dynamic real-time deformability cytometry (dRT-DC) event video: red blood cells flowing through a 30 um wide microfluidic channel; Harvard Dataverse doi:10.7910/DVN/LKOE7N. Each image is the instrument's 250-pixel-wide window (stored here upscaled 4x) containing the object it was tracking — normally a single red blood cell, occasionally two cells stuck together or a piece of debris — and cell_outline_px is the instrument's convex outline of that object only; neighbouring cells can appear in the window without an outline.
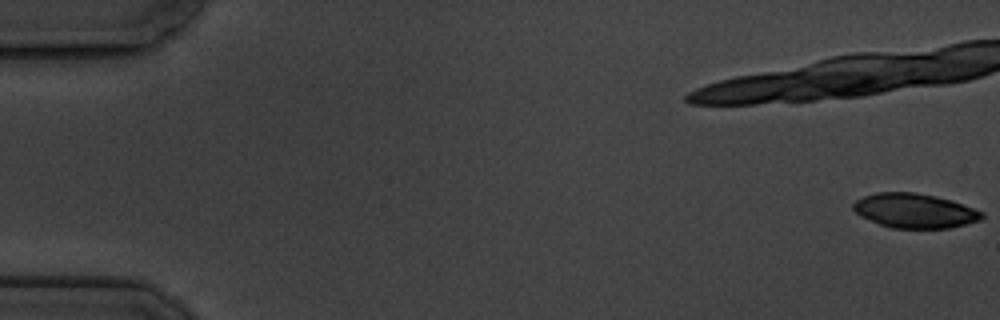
{"species": "common noctule bat (a hibernating species)", "species_latin": "Nyctalus noctula", "temperature_condition": "cold", "stored_images_in_passage": 6, "camera_frame_rate_fps": 3000, "um_per_image_px": 0.085, "animal": {"sex": "male", "body_mass_g": 19.5, "forearm_length_mm": 54.6}, "frame": {"image": 1, "passage_image": 1, "time_ms": 0.0, "image_size_px": [1000, 320], "cell_outline_px": [[984, 216], [980, 220], [948, 228], [892, 228], [880, 224], [860, 216], [852, 208], [852, 204], [856, 200], [864, 196], [876, 192], [916, 192], [936, 196], [952, 200], [984, 212]], "centroid_in_image_um": [77.74, 17.9], "position_along_channel_um": 7.3, "area_um2": 25.84}}